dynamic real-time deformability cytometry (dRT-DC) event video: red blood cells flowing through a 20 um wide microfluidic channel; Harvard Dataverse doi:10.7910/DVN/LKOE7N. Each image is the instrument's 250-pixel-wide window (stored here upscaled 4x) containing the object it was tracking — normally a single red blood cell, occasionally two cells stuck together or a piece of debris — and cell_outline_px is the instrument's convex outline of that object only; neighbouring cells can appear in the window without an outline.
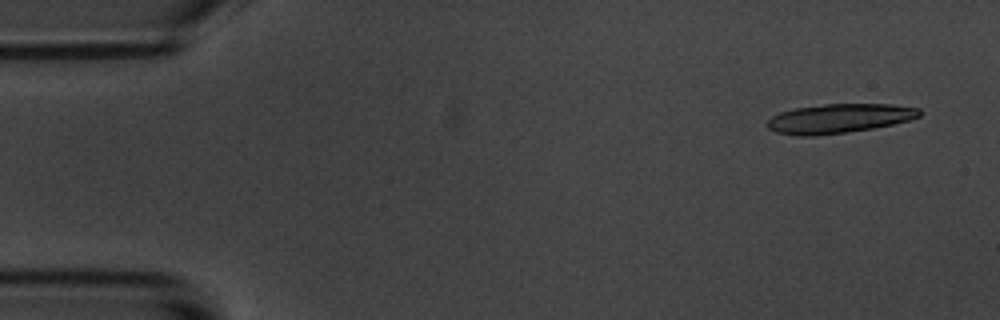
{"species": "common noctule bat (a hibernating species)", "species_latin": "Nyctalus noctula", "temperature_condition": "room temperature", "stored_images_in_passage": 5, "camera_frame_rate_fps": 3000, "um_per_image_px": 0.085, "animal": {"sex": "male", "body_mass_g": 20.1, "forearm_length_mm": 53.5}, "frame": {"image": 1, "passage_image": 1, "time_ms": 0.0, "image_size_px": [1000, 320], "cell_outline_px": [[920, 116], [908, 120], [892, 124], [872, 128], [848, 132], [816, 136], [796, 136], [776, 132], [768, 128], [764, 124], [772, 116], [780, 112], [796, 108], [824, 104], [892, 104], [920, 108]], "centroid_in_image_um": [71.28, 10.07], "position_along_channel_um": 13.7, "area_um2": 26.01}}